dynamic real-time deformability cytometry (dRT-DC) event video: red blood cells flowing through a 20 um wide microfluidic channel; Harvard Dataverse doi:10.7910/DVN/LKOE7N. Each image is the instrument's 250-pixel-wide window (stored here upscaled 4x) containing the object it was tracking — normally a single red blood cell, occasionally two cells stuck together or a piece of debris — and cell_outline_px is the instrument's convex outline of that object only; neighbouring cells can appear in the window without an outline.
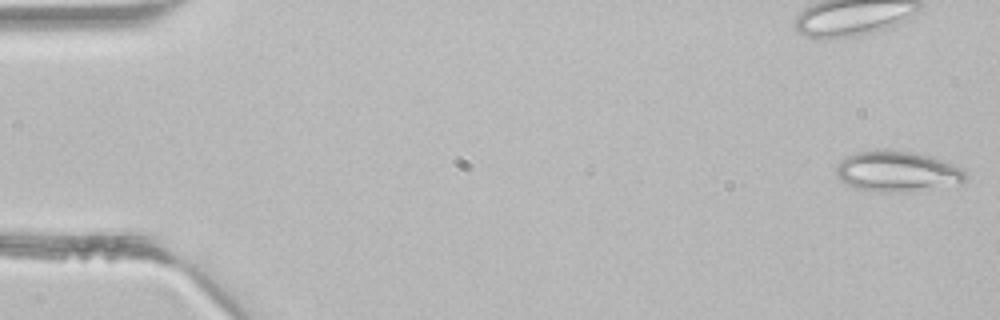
{"species": "common noctule bat (a hibernating species)", "species_latin": "Nyctalus noctula", "temperature_condition": "room temperature", "stored_images_in_passage": 4, "camera_frame_rate_fps": 3000, "um_per_image_px": 0.085, "animal": {"sex": "male", "body_mass_g": 21.5, "forearm_length_mm": 52.0}, "frame": {"image": 1, "passage_image": 1, "time_ms": 0.0, "image_size_px": [1000, 320], "cell_outline_px": [[968, 176], [960, 184], [888, 192], [884, 192], [856, 188], [840, 180], [836, 176], [836, 164], [840, 160], [856, 152], [876, 148], [912, 152], [928, 156], [964, 168]], "centroid_in_image_um": [76.22, 14.53], "position_along_channel_um": 8.8, "area_um2": 30.29}}